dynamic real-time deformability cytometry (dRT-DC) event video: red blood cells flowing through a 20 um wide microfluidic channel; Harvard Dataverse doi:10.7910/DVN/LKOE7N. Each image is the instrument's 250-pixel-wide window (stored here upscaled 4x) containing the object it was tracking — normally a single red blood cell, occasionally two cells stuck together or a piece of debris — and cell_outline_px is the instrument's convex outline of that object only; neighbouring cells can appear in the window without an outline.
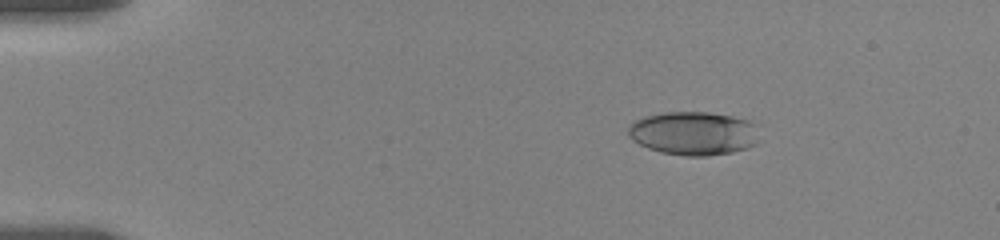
{"species": "human", "species_latin": "Homo sapiens", "temperature_condition": "room temperature", "stored_images_in_passage": 52, "camera_frame_rate_fps": 3000, "um_per_image_px": 0.085, "donor": {"sex": "female"}, "frame": {"image": 1, "passage_image": 5, "time_ms": 3.0, "image_size_px": [1000, 240], "cell_outline_px": [[760, 124], [756, 144], [748, 148], [732, 152], [708, 156], [684, 156], [660, 152], [648, 148], [632, 140], [628, 136], [628, 124], [644, 116], [664, 112], [708, 112], [732, 116], [748, 120]], "centroid_in_image_um": [58.98, 11.33], "position_along_channel_um": 26.0, "area_um2": 33.81}}
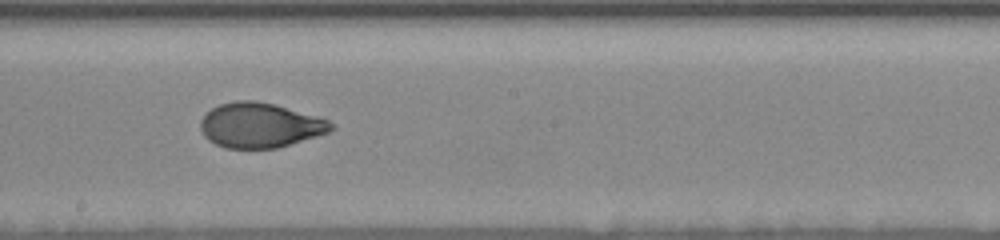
{"frame": {"image": 2, "passage_image": 29, "time_ms": 11.0, "image_size_px": [1000, 240], "cell_outline_px": [[336, 128], [328, 132], [316, 136], [276, 148], [224, 148], [208, 140], [204, 136], [200, 128], [200, 120], [212, 108], [220, 104], [236, 100], [252, 100], [276, 104], [320, 116], [336, 124]], "centroid_in_image_um": [22.13, 10.63], "position_along_channel_um": 226.1, "area_um2": 34.33}}
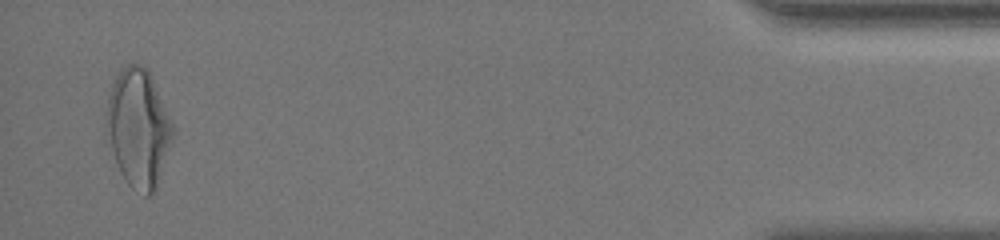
{"frame": {"image": 3, "passage_image": 50, "time_ms": 18.667, "image_size_px": [1000, 240], "cell_outline_px": [[172, 140], [156, 192], [152, 196], [144, 196], [132, 188], [124, 180], [120, 172], [112, 148], [108, 124], [108, 96], [112, 84], [120, 72], [128, 64], [144, 64], [152, 76], [172, 124]], "centroid_in_image_um": [11.8, 10.93], "position_along_channel_um": 423.4, "area_um2": 44.74}, "authors_computed_cell_mechanics": {"area_um2": 34.6511, "velocity_mm_per_s": 3.5091, "shape_relaxation_time_tau1_ms": 5.0639, "shape_relaxation_time_tau2_ms": 1.0564, "deformation_change_tau1": 0.171, "deformation_change_tau2": 0.0541}}